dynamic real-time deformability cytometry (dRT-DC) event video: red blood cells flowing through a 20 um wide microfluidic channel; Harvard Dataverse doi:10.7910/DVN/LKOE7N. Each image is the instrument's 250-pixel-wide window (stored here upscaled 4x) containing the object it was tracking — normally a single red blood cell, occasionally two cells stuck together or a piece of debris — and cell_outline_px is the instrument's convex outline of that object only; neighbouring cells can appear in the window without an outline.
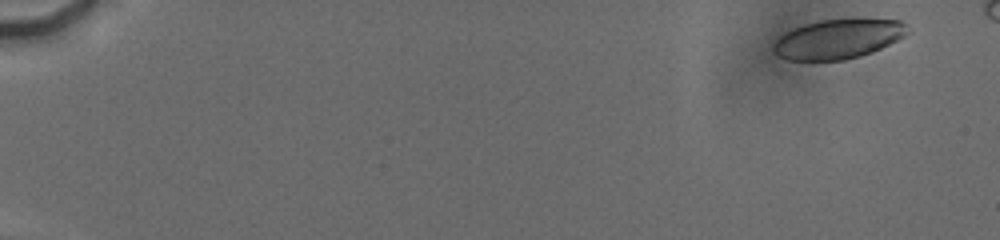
{"species": "human", "species_latin": "Homo sapiens", "temperature_condition": "cold", "stored_images_in_passage": 41, "camera_frame_rate_fps": 3000, "um_per_image_px": 0.085, "donor": {"sex": "male"}, "frame": {"image": 1, "passage_image": 6, "time_ms": 0.667, "image_size_px": [1000, 240], "cell_outline_px": [[908, 32], [904, 36], [872, 52], [860, 56], [844, 60], [788, 60], [780, 56], [772, 48], [772, 44], [784, 32], [808, 24], [824, 20], [900, 20], [904, 24]], "centroid_in_image_um": [71.2, 3.34], "position_along_channel_um": 13.8, "area_um2": 30.06}}